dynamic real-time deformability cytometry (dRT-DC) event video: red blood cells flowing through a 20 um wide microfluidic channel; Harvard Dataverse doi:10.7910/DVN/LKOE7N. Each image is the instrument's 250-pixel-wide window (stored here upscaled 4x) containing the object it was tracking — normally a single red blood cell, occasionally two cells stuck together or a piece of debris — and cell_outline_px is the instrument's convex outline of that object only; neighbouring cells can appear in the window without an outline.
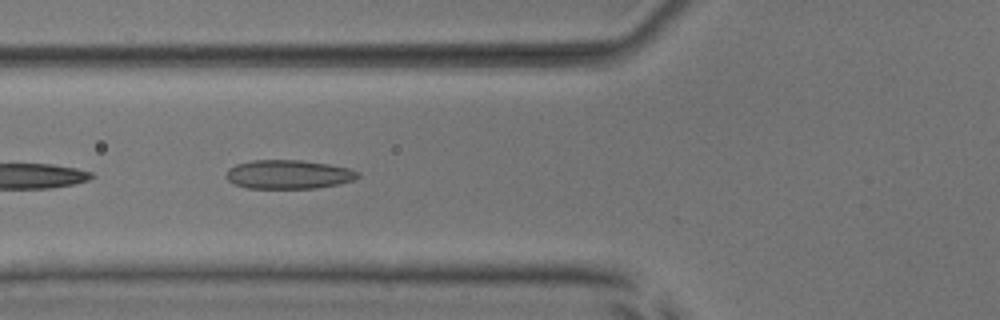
{"species": "common noctule bat (a hibernating species)", "species_latin": "Nyctalus noctula", "temperature_condition": "room temperature", "stored_images_in_passage": 15, "camera_frame_rate_fps": 3000, "um_per_image_px": 0.085, "animal": {"sex": "male", "body_mass_g": 17.9, "forearm_length_mm": 54.2}, "frame": {"image": 1, "passage_image": 3, "time_ms": 0.667, "image_size_px": [1000, 320], "cell_outline_px": [[360, 176], [356, 180], [340, 184], [316, 188], [248, 188], [232, 184], [224, 176], [228, 168], [236, 164], [252, 160], [300, 160], [328, 164], [348, 168], [360, 172]], "centroid_in_image_um": [24.52, 14.83], "position_along_channel_um": 101.3, "area_um2": 22.43}}
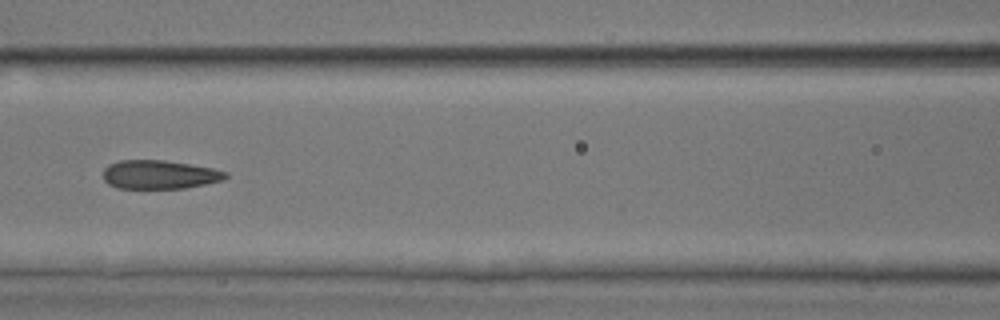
{"frame": {"image": 2, "passage_image": 7, "time_ms": 2.0, "image_size_px": [1000, 320], "cell_outline_px": [[228, 176], [224, 180], [184, 188], [120, 188], [108, 184], [104, 180], [104, 168], [108, 164], [120, 160], [164, 160], [212, 168], [228, 172]], "centroid_in_image_um": [13.55, 14.83], "position_along_channel_um": 153.0, "area_um2": 20.4}}